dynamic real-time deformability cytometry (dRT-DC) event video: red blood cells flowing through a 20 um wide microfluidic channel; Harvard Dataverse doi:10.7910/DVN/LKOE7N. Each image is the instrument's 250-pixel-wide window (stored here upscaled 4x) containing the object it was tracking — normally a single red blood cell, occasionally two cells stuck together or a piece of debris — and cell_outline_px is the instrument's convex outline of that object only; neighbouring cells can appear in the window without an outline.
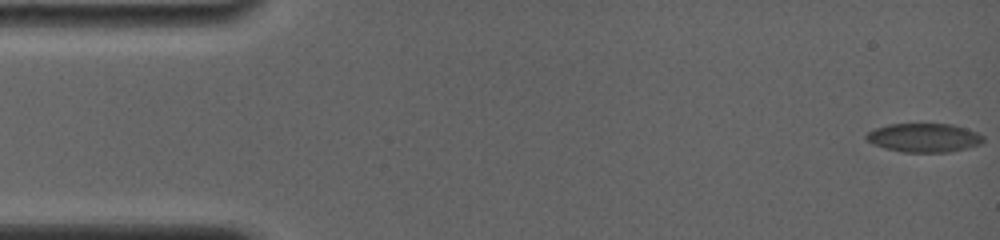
{"species": "common noctule bat (a hibernating species)", "species_latin": "Nyctalus noctula", "temperature_condition": "room temperature", "stored_images_in_passage": 6, "camera_frame_rate_fps": 4000, "um_per_image_px": 0.085, "animal": {"sex": "female", "body_mass_g": 19.0, "forearm_length_mm": 56.7}, "frame": {"image": 1, "passage_image": 1, "time_ms": 0.0, "image_size_px": [1000, 240], "cell_outline_px": [[984, 140], [980, 144], [968, 148], [948, 152], [904, 152], [884, 148], [868, 140], [864, 136], [868, 132], [876, 128], [888, 124], [952, 124], [976, 132], [984, 136]], "centroid_in_image_um": [78.56, 11.7], "position_along_channel_um": 6.4, "area_um2": 19.48}}
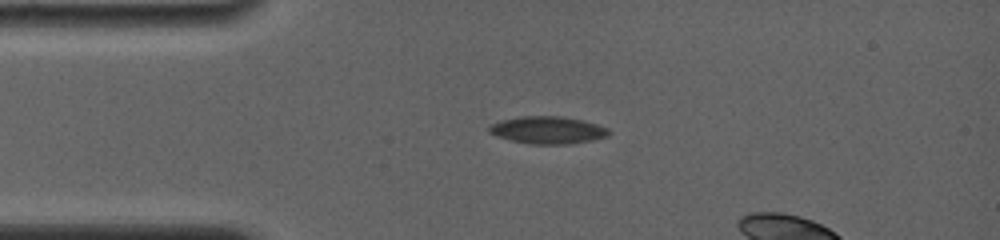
{"frame": {"image": 2, "passage_image": 5, "time_ms": 3.75, "image_size_px": [1000, 240], "cell_outline_px": [[612, 132], [608, 136], [592, 140], [572, 144], [528, 144], [496, 136], [488, 132], [488, 128], [492, 124], [500, 120], [520, 116], [560, 116], [584, 120], [608, 128]], "centroid_in_image_um": [46.57, 11.06], "position_along_channel_um": 38.4, "area_um2": 19.25}}